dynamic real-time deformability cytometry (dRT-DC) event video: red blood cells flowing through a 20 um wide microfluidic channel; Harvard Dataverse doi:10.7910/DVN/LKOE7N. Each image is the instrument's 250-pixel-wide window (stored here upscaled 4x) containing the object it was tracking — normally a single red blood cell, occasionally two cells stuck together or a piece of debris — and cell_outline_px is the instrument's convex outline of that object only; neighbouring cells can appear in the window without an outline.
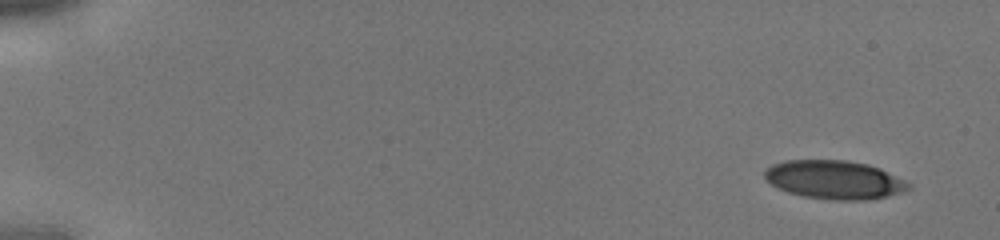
{"species": "human", "species_latin": "Homo sapiens", "temperature_condition": "cold", "stored_images_in_passage": 10, "camera_frame_rate_fps": 3000, "um_per_image_px": 0.085, "donor": {"sex": "male"}, "frame": {"image": 1, "passage_image": 1, "time_ms": 0.0, "image_size_px": [1000, 240], "cell_outline_px": [[912, 188], [888, 196], [868, 200], [832, 200], [804, 196], [788, 192], [772, 184], [764, 176], [764, 172], [772, 164], [784, 160], [848, 160], [868, 164], [880, 168], [912, 184]], "centroid_in_image_um": [70.95, 15.27], "position_along_channel_um": 14.0, "area_um2": 32.31}}
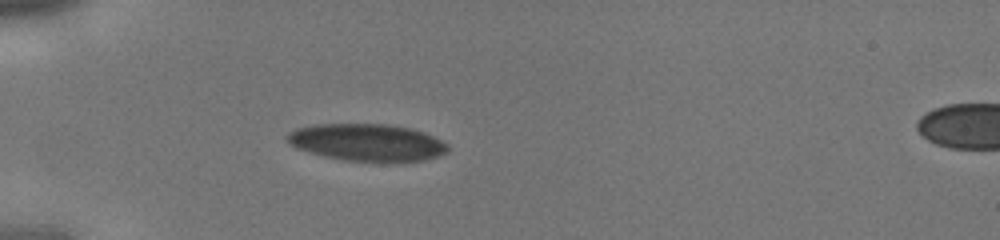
{"frame": {"image": 2, "passage_image": 6, "time_ms": 1.667, "image_size_px": [1000, 240], "cell_outline_px": [[448, 152], [424, 160], [344, 160], [324, 156], [308, 152], [296, 148], [288, 144], [284, 136], [288, 132], [296, 128], [316, 124], [384, 124], [412, 128], [424, 132], [448, 144]], "centroid_in_image_um": [31.13, 12.08], "position_along_channel_um": 53.9, "area_um2": 34.45}}
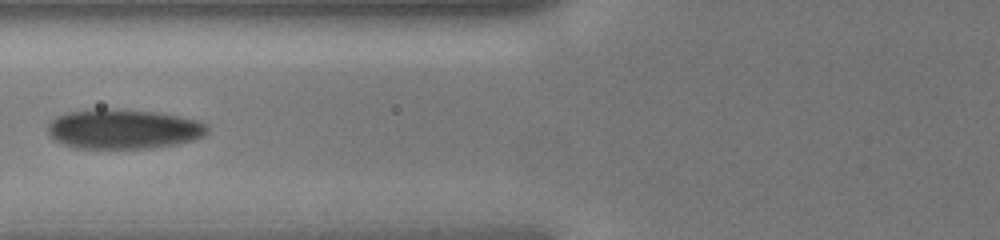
{"frame": {"image": 3, "passage_image": 9, "time_ms": 2.667, "image_size_px": [1000, 240], "cell_outline_px": [[208, 132], [204, 136], [192, 140], [172, 144], [140, 148], [76, 148], [64, 144], [56, 140], [48, 132], [48, 124], [56, 116], [68, 112], [96, 108], [100, 108], [160, 112], [180, 116], [196, 120], [208, 124]], "centroid_in_image_um": [10.49, 10.95], "position_along_channel_um": 115.3, "area_um2": 36.7}}